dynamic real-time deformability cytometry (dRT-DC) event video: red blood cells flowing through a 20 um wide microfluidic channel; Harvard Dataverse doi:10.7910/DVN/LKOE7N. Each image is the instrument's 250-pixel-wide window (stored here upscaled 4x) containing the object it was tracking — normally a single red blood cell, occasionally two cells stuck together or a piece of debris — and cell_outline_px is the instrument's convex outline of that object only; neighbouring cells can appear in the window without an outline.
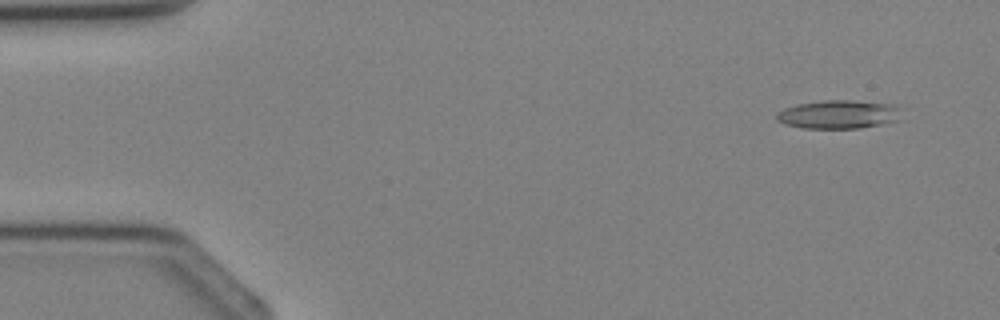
{"species": "Egyptian fruit bat (a non-hibernating species)", "species_latin": "Rousettus aegyptiacus", "temperature_condition": "cold", "stored_images_in_passage": 3, "camera_frame_rate_fps": 3000, "um_per_image_px": 0.085, "animal": {"sex": "female"}, "frame": {"image": 1, "passage_image": 1, "time_ms": 0.0, "image_size_px": [1000, 320], "cell_outline_px": [[904, 120], [860, 128], [804, 128], [784, 124], [776, 120], [776, 116], [784, 108], [796, 104], [824, 100], [852, 100], [896, 104], [904, 108]], "centroid_in_image_um": [71.43, 9.71], "position_along_channel_um": 13.6, "area_um2": 21.39}}